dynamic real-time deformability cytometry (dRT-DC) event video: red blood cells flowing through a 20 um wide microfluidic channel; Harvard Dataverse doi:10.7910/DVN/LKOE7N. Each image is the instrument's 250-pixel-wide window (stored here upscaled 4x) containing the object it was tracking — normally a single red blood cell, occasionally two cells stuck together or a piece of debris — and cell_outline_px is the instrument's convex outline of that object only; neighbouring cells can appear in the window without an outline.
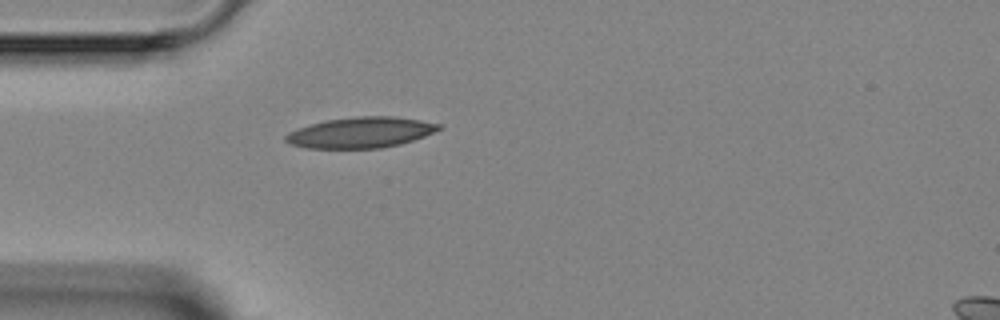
{"species": "Egyptian fruit bat (a non-hibernating species)", "species_latin": "Rousettus aegyptiacus", "temperature_condition": "room temperature", "stored_images_in_passage": 3, "camera_frame_rate_fps": 3000, "um_per_image_px": 0.085, "animal": {"sex": "female"}, "frame": {"image": 1, "passage_image": 3, "time_ms": 3.333, "image_size_px": [1000, 320], "cell_outline_px": [[444, 128], [424, 136], [400, 144], [380, 148], [304, 148], [288, 144], [284, 140], [284, 136], [288, 132], [296, 128], [324, 120], [356, 116], [392, 116], [420, 120], [440, 124]], "centroid_in_image_um": [30.61, 11.26], "position_along_channel_um": 54.4, "area_um2": 27.63}}